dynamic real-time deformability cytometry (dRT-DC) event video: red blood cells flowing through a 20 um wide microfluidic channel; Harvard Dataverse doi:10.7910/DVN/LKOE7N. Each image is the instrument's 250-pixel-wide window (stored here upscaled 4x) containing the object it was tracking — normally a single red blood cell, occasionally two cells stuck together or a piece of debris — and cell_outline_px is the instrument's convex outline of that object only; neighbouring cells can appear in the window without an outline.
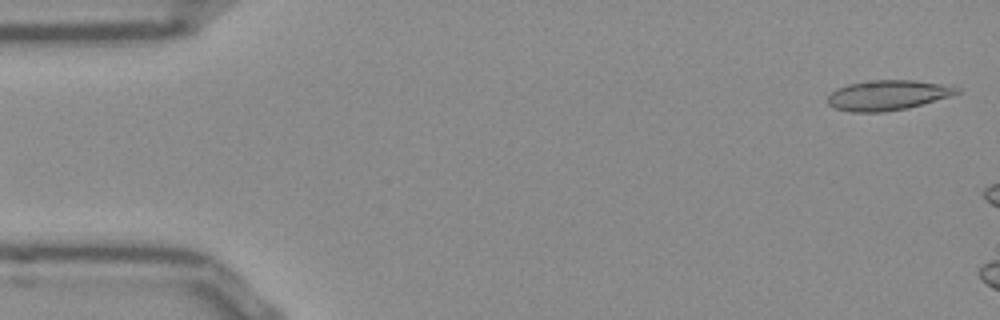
{"species": "Egyptian fruit bat (a non-hibernating species)", "species_latin": "Rousettus aegyptiacus", "temperature_condition": "room temperature", "stored_images_in_passage": 6, "camera_frame_rate_fps": 3000, "um_per_image_px": 0.085, "frame": {"image": 1, "passage_image": 1, "time_ms": 0.0, "image_size_px": [1000, 320], "cell_outline_px": [[960, 92], [948, 96], [908, 108], [884, 112], [852, 112], [836, 108], [828, 104], [828, 96], [836, 88], [848, 84], [876, 80], [912, 80], [940, 84], [960, 88]], "centroid_in_image_um": [75.41, 8.09], "position_along_channel_um": 9.6, "area_um2": 22.25}}